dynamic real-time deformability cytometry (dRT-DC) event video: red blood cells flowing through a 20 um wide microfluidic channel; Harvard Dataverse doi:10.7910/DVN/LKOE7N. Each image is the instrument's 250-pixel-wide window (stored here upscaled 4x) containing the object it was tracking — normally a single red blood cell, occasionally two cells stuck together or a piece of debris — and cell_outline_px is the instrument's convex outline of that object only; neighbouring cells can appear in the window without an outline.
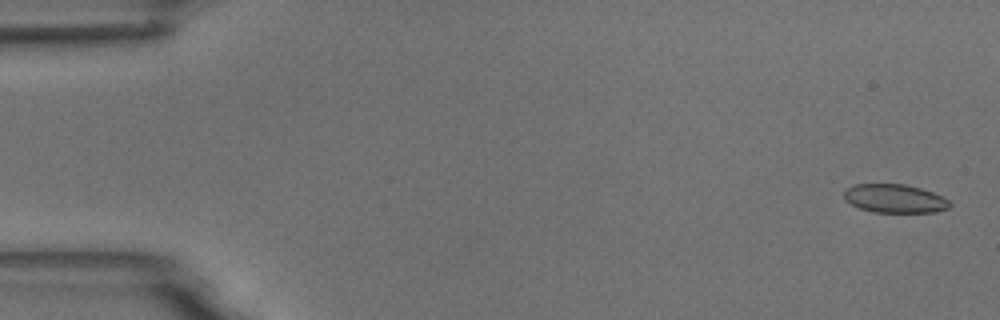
{"species": "common noctule bat (a hibernating species)", "species_latin": "Nyctalus noctula", "temperature_condition": "room temperature", "stored_images_in_passage": 55, "camera_frame_rate_fps": 3000, "um_per_image_px": 0.085, "animal": {"sex": "male", "body_mass_g": 18.8}, "frame": {"image": 1, "passage_image": 2, "time_ms": 0.333, "image_size_px": [1000, 320], "cell_outline_px": [[952, 204], [948, 208], [936, 212], [872, 212], [860, 208], [844, 200], [844, 192], [848, 188], [856, 184], [904, 184], [920, 188], [932, 192], [948, 200]], "centroid_in_image_um": [76.05, 16.88], "position_along_channel_um": 9.0, "area_um2": 17.46}}
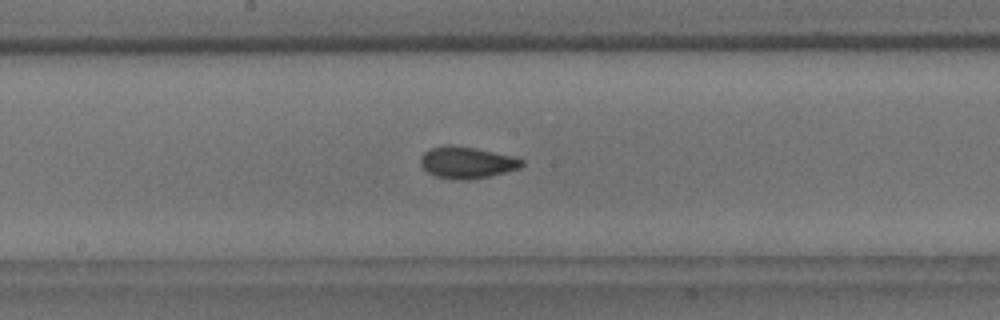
{"frame": {"image": 2, "passage_image": 29, "time_ms": 9.333, "image_size_px": [1000, 320], "cell_outline_px": [[524, 164], [520, 168], [488, 176], [468, 180], [452, 180], [436, 176], [428, 172], [420, 164], [420, 156], [424, 152], [432, 148], [448, 144], [452, 144], [476, 148], [516, 156], [524, 160]], "centroid_in_image_um": [39.69, 13.8], "position_along_channel_um": 208.5, "area_um2": 18.9}}
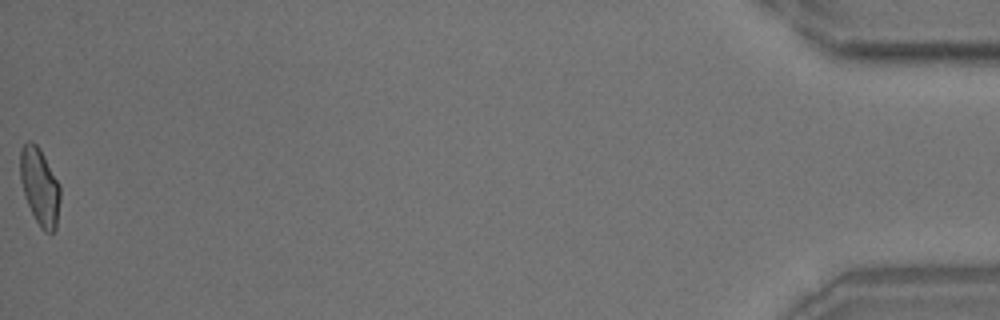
{"frame": {"image": 3, "passage_image": 55, "time_ms": 18.0, "image_size_px": [1000, 320], "cell_outline_px": [[60, 200], [56, 228], [52, 232], [44, 232], [40, 228], [24, 196], [20, 180], [20, 148], [28, 140], [32, 140], [40, 148], [60, 184]], "centroid_in_image_um": [3.37, 15.83], "position_along_channel_um": 431.8, "area_um2": 18.15}, "authors_computed_cell_mechanics": {"area_um2": 18.1492, "velocity_mm_per_s": 3.7148, "shape_relaxation_time_tau1_ms": 7.6226, "shape_relaxation_time_tau2_ms": 1.8863, "deformation_change_tau1": 0.1359, "deformation_change_tau2": 0.0539}}